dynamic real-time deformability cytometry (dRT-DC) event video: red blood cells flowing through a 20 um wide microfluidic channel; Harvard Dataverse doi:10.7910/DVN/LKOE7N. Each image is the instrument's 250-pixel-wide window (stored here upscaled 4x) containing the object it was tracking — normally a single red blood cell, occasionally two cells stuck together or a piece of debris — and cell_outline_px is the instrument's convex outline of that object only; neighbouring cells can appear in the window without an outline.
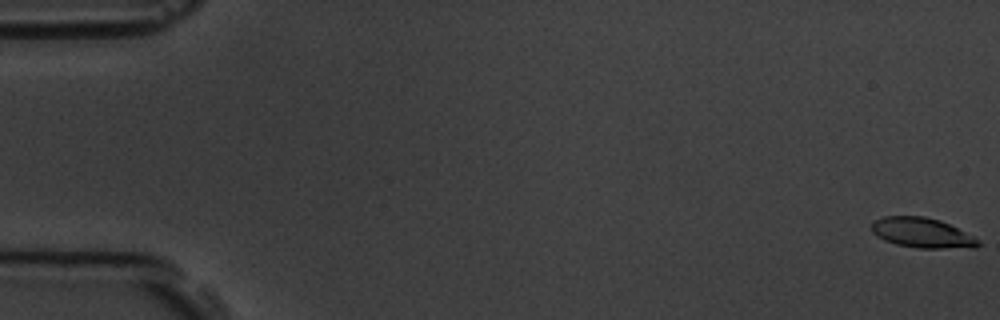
{"species": "common noctule bat (a hibernating species)", "species_latin": "Nyctalus noctula", "temperature_condition": "room temperature", "stored_images_in_passage": 6, "camera_frame_rate_fps": 3000, "um_per_image_px": 0.085, "animal": {"sex": "male", "body_mass_g": 19.5, "forearm_length_mm": 54.6}, "frame": {"image": 1, "passage_image": 1, "time_ms": 0.0, "image_size_px": [1000, 320], "cell_outline_px": [[980, 244], [976, 248], [916, 248], [896, 244], [884, 240], [876, 236], [872, 232], [872, 224], [876, 220], [884, 216], [924, 216], [940, 220], [972, 236]], "centroid_in_image_um": [78.34, 19.79], "position_along_channel_um": 6.7, "area_um2": 18.44}}